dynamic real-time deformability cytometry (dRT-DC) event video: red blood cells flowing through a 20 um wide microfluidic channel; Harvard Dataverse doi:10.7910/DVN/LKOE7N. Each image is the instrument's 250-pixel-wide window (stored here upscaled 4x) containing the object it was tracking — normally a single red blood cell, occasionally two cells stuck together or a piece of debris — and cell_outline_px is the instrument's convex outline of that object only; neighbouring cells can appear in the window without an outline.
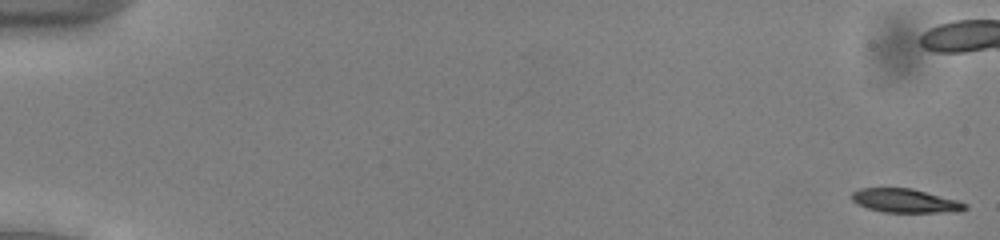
{"species": "common noctule bat (a hibernating species)", "species_latin": "Nyctalus noctula", "temperature_condition": "cold", "stored_images_in_passage": 55, "camera_frame_rate_fps": 3000, "um_per_image_px": 0.085, "animal": {"sex": "male", "body_mass_g": 13.0, "forearm_length_mm": 53.1}, "frame": {"image": 1, "passage_image": 1, "time_ms": 0.0, "image_size_px": [1000, 240], "cell_outline_px": [[968, 208], [960, 212], [884, 212], [868, 208], [856, 204], [852, 200], [852, 192], [860, 188], [912, 188], [956, 200], [968, 204]], "centroid_in_image_um": [76.95, 17.07], "position_along_channel_um": 8.0, "area_um2": 15.72}}
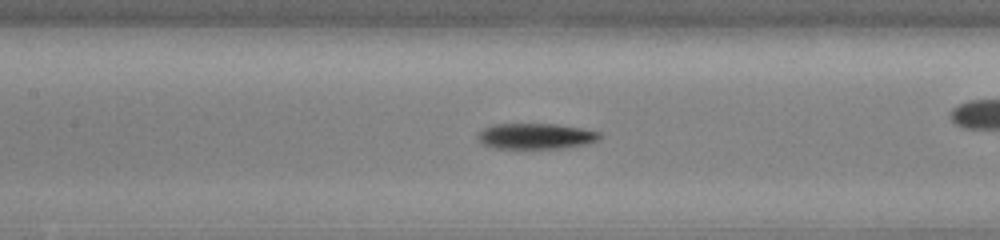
{"frame": {"image": 2, "passage_image": 26, "time_ms": 8.333, "image_size_px": [1000, 240], "cell_outline_px": [[604, 136], [588, 144], [564, 148], [492, 148], [484, 144], [476, 136], [484, 128], [496, 124], [556, 124], [580, 128], [600, 132]], "centroid_in_image_um": [45.58, 11.58], "position_along_channel_um": 161.8, "area_um2": 18.21}}
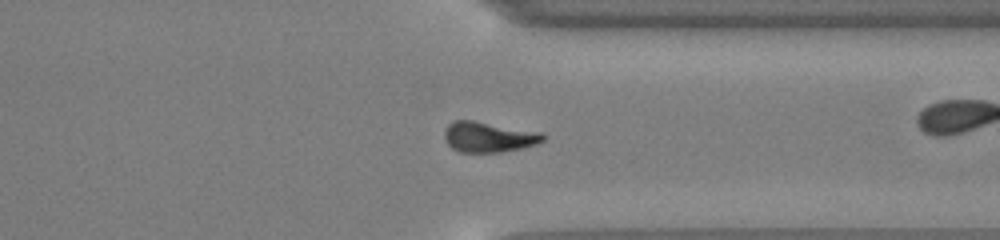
{"frame": {"image": 3, "passage_image": 42, "time_ms": 13.667, "image_size_px": [1000, 240], "cell_outline_px": [[544, 140], [536, 144], [524, 148], [500, 152], [460, 152], [452, 148], [444, 140], [444, 132], [448, 124], [452, 120], [472, 120], [540, 132], [544, 136]], "centroid_in_image_um": [41.49, 11.64], "position_along_channel_um": 369.9, "area_um2": 17.46}, "authors_computed_cell_mechanics": {"area_um2": 16.9932, "velocity_mm_per_s": 3.9061, "shape_relaxation_time_tau1_ms": 2.3605, "shape_relaxation_time_tau2_ms": null, "deformation_change_tau1": 0.1342, "deformation_change_tau2": null}}